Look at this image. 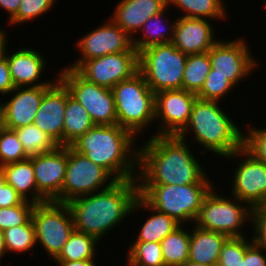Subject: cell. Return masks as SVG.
<instances>
[{
    "instance_id": "obj_23",
    "label": "cell",
    "mask_w": 266,
    "mask_h": 266,
    "mask_svg": "<svg viewBox=\"0 0 266 266\" xmlns=\"http://www.w3.org/2000/svg\"><path fill=\"white\" fill-rule=\"evenodd\" d=\"M228 237L222 233L193 226L190 232L188 261L204 265L218 264L222 244Z\"/></svg>"
},
{
    "instance_id": "obj_6",
    "label": "cell",
    "mask_w": 266,
    "mask_h": 266,
    "mask_svg": "<svg viewBox=\"0 0 266 266\" xmlns=\"http://www.w3.org/2000/svg\"><path fill=\"white\" fill-rule=\"evenodd\" d=\"M117 124L135 137L155 122V93L138 72L112 88Z\"/></svg>"
},
{
    "instance_id": "obj_8",
    "label": "cell",
    "mask_w": 266,
    "mask_h": 266,
    "mask_svg": "<svg viewBox=\"0 0 266 266\" xmlns=\"http://www.w3.org/2000/svg\"><path fill=\"white\" fill-rule=\"evenodd\" d=\"M187 56L172 43L155 45L139 53V72L154 93L182 89Z\"/></svg>"
},
{
    "instance_id": "obj_35",
    "label": "cell",
    "mask_w": 266,
    "mask_h": 266,
    "mask_svg": "<svg viewBox=\"0 0 266 266\" xmlns=\"http://www.w3.org/2000/svg\"><path fill=\"white\" fill-rule=\"evenodd\" d=\"M29 158L17 134L13 130L5 128L0 134V167Z\"/></svg>"
},
{
    "instance_id": "obj_14",
    "label": "cell",
    "mask_w": 266,
    "mask_h": 266,
    "mask_svg": "<svg viewBox=\"0 0 266 266\" xmlns=\"http://www.w3.org/2000/svg\"><path fill=\"white\" fill-rule=\"evenodd\" d=\"M246 43L245 38L219 40L208 51L213 74L226 77L235 87L257 68L258 60L253 57Z\"/></svg>"
},
{
    "instance_id": "obj_17",
    "label": "cell",
    "mask_w": 266,
    "mask_h": 266,
    "mask_svg": "<svg viewBox=\"0 0 266 266\" xmlns=\"http://www.w3.org/2000/svg\"><path fill=\"white\" fill-rule=\"evenodd\" d=\"M33 162L37 184V204L46 201L61 202V190L65 181L67 168V146L34 155Z\"/></svg>"
},
{
    "instance_id": "obj_45",
    "label": "cell",
    "mask_w": 266,
    "mask_h": 266,
    "mask_svg": "<svg viewBox=\"0 0 266 266\" xmlns=\"http://www.w3.org/2000/svg\"><path fill=\"white\" fill-rule=\"evenodd\" d=\"M21 0H0V8L9 13L8 22L17 14Z\"/></svg>"
},
{
    "instance_id": "obj_28",
    "label": "cell",
    "mask_w": 266,
    "mask_h": 266,
    "mask_svg": "<svg viewBox=\"0 0 266 266\" xmlns=\"http://www.w3.org/2000/svg\"><path fill=\"white\" fill-rule=\"evenodd\" d=\"M180 225L161 242L165 266H182L188 261L190 232Z\"/></svg>"
},
{
    "instance_id": "obj_1",
    "label": "cell",
    "mask_w": 266,
    "mask_h": 266,
    "mask_svg": "<svg viewBox=\"0 0 266 266\" xmlns=\"http://www.w3.org/2000/svg\"><path fill=\"white\" fill-rule=\"evenodd\" d=\"M138 146V185L212 183L192 149L177 135H154Z\"/></svg>"
},
{
    "instance_id": "obj_48",
    "label": "cell",
    "mask_w": 266,
    "mask_h": 266,
    "mask_svg": "<svg viewBox=\"0 0 266 266\" xmlns=\"http://www.w3.org/2000/svg\"><path fill=\"white\" fill-rule=\"evenodd\" d=\"M7 251H6V245H5V239H4V234L2 231H0V259L4 258V256L6 255Z\"/></svg>"
},
{
    "instance_id": "obj_42",
    "label": "cell",
    "mask_w": 266,
    "mask_h": 266,
    "mask_svg": "<svg viewBox=\"0 0 266 266\" xmlns=\"http://www.w3.org/2000/svg\"><path fill=\"white\" fill-rule=\"evenodd\" d=\"M245 237V255L239 266H266V249L256 245L252 237ZM264 251V253H263Z\"/></svg>"
},
{
    "instance_id": "obj_7",
    "label": "cell",
    "mask_w": 266,
    "mask_h": 266,
    "mask_svg": "<svg viewBox=\"0 0 266 266\" xmlns=\"http://www.w3.org/2000/svg\"><path fill=\"white\" fill-rule=\"evenodd\" d=\"M213 189L215 187L203 199L193 224L227 237H243L245 234L241 230L252 220V208L236 197L220 195Z\"/></svg>"
},
{
    "instance_id": "obj_44",
    "label": "cell",
    "mask_w": 266,
    "mask_h": 266,
    "mask_svg": "<svg viewBox=\"0 0 266 266\" xmlns=\"http://www.w3.org/2000/svg\"><path fill=\"white\" fill-rule=\"evenodd\" d=\"M15 88L9 71L6 56L0 57V94L8 97L9 93ZM8 94V95H7Z\"/></svg>"
},
{
    "instance_id": "obj_36",
    "label": "cell",
    "mask_w": 266,
    "mask_h": 266,
    "mask_svg": "<svg viewBox=\"0 0 266 266\" xmlns=\"http://www.w3.org/2000/svg\"><path fill=\"white\" fill-rule=\"evenodd\" d=\"M234 88L235 86L226 77L220 74H213V69L211 68L203 87L196 95L202 100L220 101Z\"/></svg>"
},
{
    "instance_id": "obj_15",
    "label": "cell",
    "mask_w": 266,
    "mask_h": 266,
    "mask_svg": "<svg viewBox=\"0 0 266 266\" xmlns=\"http://www.w3.org/2000/svg\"><path fill=\"white\" fill-rule=\"evenodd\" d=\"M109 22L94 28L89 33L87 32L82 38L77 41V49L80 57L73 61V64L66 67L76 69L83 61L97 57H102L107 54L121 52H137L133 44V37L126 31L122 30L110 18Z\"/></svg>"
},
{
    "instance_id": "obj_4",
    "label": "cell",
    "mask_w": 266,
    "mask_h": 266,
    "mask_svg": "<svg viewBox=\"0 0 266 266\" xmlns=\"http://www.w3.org/2000/svg\"><path fill=\"white\" fill-rule=\"evenodd\" d=\"M220 106L219 101L197 98L188 124L177 136L186 141L187 134L193 132L192 141L198 142L205 149L200 152L202 155L209 151L220 157H227L240 150L244 138L242 128Z\"/></svg>"
},
{
    "instance_id": "obj_47",
    "label": "cell",
    "mask_w": 266,
    "mask_h": 266,
    "mask_svg": "<svg viewBox=\"0 0 266 266\" xmlns=\"http://www.w3.org/2000/svg\"><path fill=\"white\" fill-rule=\"evenodd\" d=\"M7 34L4 32L3 29L0 28V57L4 56L6 54V51H8L7 47Z\"/></svg>"
},
{
    "instance_id": "obj_39",
    "label": "cell",
    "mask_w": 266,
    "mask_h": 266,
    "mask_svg": "<svg viewBox=\"0 0 266 266\" xmlns=\"http://www.w3.org/2000/svg\"><path fill=\"white\" fill-rule=\"evenodd\" d=\"M245 255V236L228 237L222 244L218 266H239Z\"/></svg>"
},
{
    "instance_id": "obj_5",
    "label": "cell",
    "mask_w": 266,
    "mask_h": 266,
    "mask_svg": "<svg viewBox=\"0 0 266 266\" xmlns=\"http://www.w3.org/2000/svg\"><path fill=\"white\" fill-rule=\"evenodd\" d=\"M212 184L138 185V187L139 196L149 206L187 226L189 221L193 223L197 218L203 199L215 187Z\"/></svg>"
},
{
    "instance_id": "obj_2",
    "label": "cell",
    "mask_w": 266,
    "mask_h": 266,
    "mask_svg": "<svg viewBox=\"0 0 266 266\" xmlns=\"http://www.w3.org/2000/svg\"><path fill=\"white\" fill-rule=\"evenodd\" d=\"M139 197L137 178L115 182L110 188L70 200L75 230L96 237L103 236L130 217Z\"/></svg>"
},
{
    "instance_id": "obj_34",
    "label": "cell",
    "mask_w": 266,
    "mask_h": 266,
    "mask_svg": "<svg viewBox=\"0 0 266 266\" xmlns=\"http://www.w3.org/2000/svg\"><path fill=\"white\" fill-rule=\"evenodd\" d=\"M7 253H23L34 249L36 244L35 227L32 219L24 225L10 227L3 231Z\"/></svg>"
},
{
    "instance_id": "obj_10",
    "label": "cell",
    "mask_w": 266,
    "mask_h": 266,
    "mask_svg": "<svg viewBox=\"0 0 266 266\" xmlns=\"http://www.w3.org/2000/svg\"><path fill=\"white\" fill-rule=\"evenodd\" d=\"M57 74L70 96L85 108L95 125L117 124L112 89L87 81L69 67H64Z\"/></svg>"
},
{
    "instance_id": "obj_9",
    "label": "cell",
    "mask_w": 266,
    "mask_h": 266,
    "mask_svg": "<svg viewBox=\"0 0 266 266\" xmlns=\"http://www.w3.org/2000/svg\"><path fill=\"white\" fill-rule=\"evenodd\" d=\"M31 219L35 227L36 244L42 245L54 260L75 230L69 206L56 201L35 204Z\"/></svg>"
},
{
    "instance_id": "obj_11",
    "label": "cell",
    "mask_w": 266,
    "mask_h": 266,
    "mask_svg": "<svg viewBox=\"0 0 266 266\" xmlns=\"http://www.w3.org/2000/svg\"><path fill=\"white\" fill-rule=\"evenodd\" d=\"M115 182L117 180L105 168L67 146V168L61 190V203L103 191Z\"/></svg>"
},
{
    "instance_id": "obj_26",
    "label": "cell",
    "mask_w": 266,
    "mask_h": 266,
    "mask_svg": "<svg viewBox=\"0 0 266 266\" xmlns=\"http://www.w3.org/2000/svg\"><path fill=\"white\" fill-rule=\"evenodd\" d=\"M0 168L4 173L6 183L11 185L25 201L37 204V184L33 162L30 159Z\"/></svg>"
},
{
    "instance_id": "obj_12",
    "label": "cell",
    "mask_w": 266,
    "mask_h": 266,
    "mask_svg": "<svg viewBox=\"0 0 266 266\" xmlns=\"http://www.w3.org/2000/svg\"><path fill=\"white\" fill-rule=\"evenodd\" d=\"M240 156L232 178L231 195L251 208L266 205V163L257 160L244 147L225 159L235 160Z\"/></svg>"
},
{
    "instance_id": "obj_41",
    "label": "cell",
    "mask_w": 266,
    "mask_h": 266,
    "mask_svg": "<svg viewBox=\"0 0 266 266\" xmlns=\"http://www.w3.org/2000/svg\"><path fill=\"white\" fill-rule=\"evenodd\" d=\"M252 230L253 242L266 249V205H259L252 208ZM254 225V226H253Z\"/></svg>"
},
{
    "instance_id": "obj_29",
    "label": "cell",
    "mask_w": 266,
    "mask_h": 266,
    "mask_svg": "<svg viewBox=\"0 0 266 266\" xmlns=\"http://www.w3.org/2000/svg\"><path fill=\"white\" fill-rule=\"evenodd\" d=\"M224 0H168V6L173 5L183 11V17L202 19H226L227 10Z\"/></svg>"
},
{
    "instance_id": "obj_31",
    "label": "cell",
    "mask_w": 266,
    "mask_h": 266,
    "mask_svg": "<svg viewBox=\"0 0 266 266\" xmlns=\"http://www.w3.org/2000/svg\"><path fill=\"white\" fill-rule=\"evenodd\" d=\"M210 71L211 61L208 53L188 55L183 73L182 89L197 94L203 87Z\"/></svg>"
},
{
    "instance_id": "obj_46",
    "label": "cell",
    "mask_w": 266,
    "mask_h": 266,
    "mask_svg": "<svg viewBox=\"0 0 266 266\" xmlns=\"http://www.w3.org/2000/svg\"><path fill=\"white\" fill-rule=\"evenodd\" d=\"M58 266H97L94 259L78 261H55Z\"/></svg>"
},
{
    "instance_id": "obj_40",
    "label": "cell",
    "mask_w": 266,
    "mask_h": 266,
    "mask_svg": "<svg viewBox=\"0 0 266 266\" xmlns=\"http://www.w3.org/2000/svg\"><path fill=\"white\" fill-rule=\"evenodd\" d=\"M246 124L244 129L243 147L250 152L257 160L266 163V128L250 127ZM249 126V127H248Z\"/></svg>"
},
{
    "instance_id": "obj_3",
    "label": "cell",
    "mask_w": 266,
    "mask_h": 266,
    "mask_svg": "<svg viewBox=\"0 0 266 266\" xmlns=\"http://www.w3.org/2000/svg\"><path fill=\"white\" fill-rule=\"evenodd\" d=\"M135 140L129 130L118 124L94 125L70 146L105 168L117 181H122L137 178L138 175Z\"/></svg>"
},
{
    "instance_id": "obj_49",
    "label": "cell",
    "mask_w": 266,
    "mask_h": 266,
    "mask_svg": "<svg viewBox=\"0 0 266 266\" xmlns=\"http://www.w3.org/2000/svg\"><path fill=\"white\" fill-rule=\"evenodd\" d=\"M5 128L4 108L0 103V134Z\"/></svg>"
},
{
    "instance_id": "obj_21",
    "label": "cell",
    "mask_w": 266,
    "mask_h": 266,
    "mask_svg": "<svg viewBox=\"0 0 266 266\" xmlns=\"http://www.w3.org/2000/svg\"><path fill=\"white\" fill-rule=\"evenodd\" d=\"M31 48H19L10 54L6 52L9 71L15 87L51 86L55 81H41L47 65L43 55Z\"/></svg>"
},
{
    "instance_id": "obj_24",
    "label": "cell",
    "mask_w": 266,
    "mask_h": 266,
    "mask_svg": "<svg viewBox=\"0 0 266 266\" xmlns=\"http://www.w3.org/2000/svg\"><path fill=\"white\" fill-rule=\"evenodd\" d=\"M141 209V211L147 210L152 213L145 220V223L141 226L136 236L135 241L143 242H161L165 237L172 233L181 224L178 223L174 218L167 214L158 212L151 206H149L140 196L137 198L131 213H134Z\"/></svg>"
},
{
    "instance_id": "obj_25",
    "label": "cell",
    "mask_w": 266,
    "mask_h": 266,
    "mask_svg": "<svg viewBox=\"0 0 266 266\" xmlns=\"http://www.w3.org/2000/svg\"><path fill=\"white\" fill-rule=\"evenodd\" d=\"M168 8L169 6L165 10L149 18L144 23V25L141 27L138 33L140 34L141 32L143 34L142 36L135 38L136 37L135 35L133 37V44H134L135 50L138 53H140L142 50H145L155 45L172 42L176 21L174 20L173 22V21L168 20L167 15H166L167 14L166 10ZM166 21L170 23H167Z\"/></svg>"
},
{
    "instance_id": "obj_33",
    "label": "cell",
    "mask_w": 266,
    "mask_h": 266,
    "mask_svg": "<svg viewBox=\"0 0 266 266\" xmlns=\"http://www.w3.org/2000/svg\"><path fill=\"white\" fill-rule=\"evenodd\" d=\"M132 244L126 255L127 266H165L159 242L134 241Z\"/></svg>"
},
{
    "instance_id": "obj_43",
    "label": "cell",
    "mask_w": 266,
    "mask_h": 266,
    "mask_svg": "<svg viewBox=\"0 0 266 266\" xmlns=\"http://www.w3.org/2000/svg\"><path fill=\"white\" fill-rule=\"evenodd\" d=\"M24 199L8 183H6L3 171L0 168V208L19 205Z\"/></svg>"
},
{
    "instance_id": "obj_20",
    "label": "cell",
    "mask_w": 266,
    "mask_h": 266,
    "mask_svg": "<svg viewBox=\"0 0 266 266\" xmlns=\"http://www.w3.org/2000/svg\"><path fill=\"white\" fill-rule=\"evenodd\" d=\"M50 86L15 87L10 99L2 103L5 127L10 130L32 124L40 107L44 92Z\"/></svg>"
},
{
    "instance_id": "obj_22",
    "label": "cell",
    "mask_w": 266,
    "mask_h": 266,
    "mask_svg": "<svg viewBox=\"0 0 266 266\" xmlns=\"http://www.w3.org/2000/svg\"><path fill=\"white\" fill-rule=\"evenodd\" d=\"M115 7L110 19L134 37L149 18L168 7V0H120Z\"/></svg>"
},
{
    "instance_id": "obj_30",
    "label": "cell",
    "mask_w": 266,
    "mask_h": 266,
    "mask_svg": "<svg viewBox=\"0 0 266 266\" xmlns=\"http://www.w3.org/2000/svg\"><path fill=\"white\" fill-rule=\"evenodd\" d=\"M99 241L96 237L83 232L74 230L69 240L64 245L62 251L54 261H78L95 259L97 244Z\"/></svg>"
},
{
    "instance_id": "obj_16",
    "label": "cell",
    "mask_w": 266,
    "mask_h": 266,
    "mask_svg": "<svg viewBox=\"0 0 266 266\" xmlns=\"http://www.w3.org/2000/svg\"><path fill=\"white\" fill-rule=\"evenodd\" d=\"M197 95L184 89L155 93V135H178L188 124Z\"/></svg>"
},
{
    "instance_id": "obj_19",
    "label": "cell",
    "mask_w": 266,
    "mask_h": 266,
    "mask_svg": "<svg viewBox=\"0 0 266 266\" xmlns=\"http://www.w3.org/2000/svg\"><path fill=\"white\" fill-rule=\"evenodd\" d=\"M180 15L176 19L172 44L186 55L208 53L219 41L215 38L212 21ZM212 24V25H211Z\"/></svg>"
},
{
    "instance_id": "obj_50",
    "label": "cell",
    "mask_w": 266,
    "mask_h": 266,
    "mask_svg": "<svg viewBox=\"0 0 266 266\" xmlns=\"http://www.w3.org/2000/svg\"><path fill=\"white\" fill-rule=\"evenodd\" d=\"M182 266H218L217 264H213V265H204V264H200V263H196L193 261H187L185 264H183Z\"/></svg>"
},
{
    "instance_id": "obj_18",
    "label": "cell",
    "mask_w": 266,
    "mask_h": 266,
    "mask_svg": "<svg viewBox=\"0 0 266 266\" xmlns=\"http://www.w3.org/2000/svg\"><path fill=\"white\" fill-rule=\"evenodd\" d=\"M57 77L55 82L44 92L33 124L52 137L59 146H63L67 88Z\"/></svg>"
},
{
    "instance_id": "obj_38",
    "label": "cell",
    "mask_w": 266,
    "mask_h": 266,
    "mask_svg": "<svg viewBox=\"0 0 266 266\" xmlns=\"http://www.w3.org/2000/svg\"><path fill=\"white\" fill-rule=\"evenodd\" d=\"M56 0H21L17 14L8 22L10 25L30 22L43 14H47L55 5Z\"/></svg>"
},
{
    "instance_id": "obj_37",
    "label": "cell",
    "mask_w": 266,
    "mask_h": 266,
    "mask_svg": "<svg viewBox=\"0 0 266 266\" xmlns=\"http://www.w3.org/2000/svg\"><path fill=\"white\" fill-rule=\"evenodd\" d=\"M35 204L23 201L19 205L0 208V231H5L10 227L24 225L30 219Z\"/></svg>"
},
{
    "instance_id": "obj_13",
    "label": "cell",
    "mask_w": 266,
    "mask_h": 266,
    "mask_svg": "<svg viewBox=\"0 0 266 266\" xmlns=\"http://www.w3.org/2000/svg\"><path fill=\"white\" fill-rule=\"evenodd\" d=\"M75 71L89 82L112 89L139 72V53L107 54L83 61Z\"/></svg>"
},
{
    "instance_id": "obj_32",
    "label": "cell",
    "mask_w": 266,
    "mask_h": 266,
    "mask_svg": "<svg viewBox=\"0 0 266 266\" xmlns=\"http://www.w3.org/2000/svg\"><path fill=\"white\" fill-rule=\"evenodd\" d=\"M13 131L17 134L24 151L29 157L52 151L59 146L52 137L33 123Z\"/></svg>"
},
{
    "instance_id": "obj_27",
    "label": "cell",
    "mask_w": 266,
    "mask_h": 266,
    "mask_svg": "<svg viewBox=\"0 0 266 266\" xmlns=\"http://www.w3.org/2000/svg\"><path fill=\"white\" fill-rule=\"evenodd\" d=\"M94 125L89 113L79 102L70 96L67 90L63 126V146H70Z\"/></svg>"
}]
</instances>
